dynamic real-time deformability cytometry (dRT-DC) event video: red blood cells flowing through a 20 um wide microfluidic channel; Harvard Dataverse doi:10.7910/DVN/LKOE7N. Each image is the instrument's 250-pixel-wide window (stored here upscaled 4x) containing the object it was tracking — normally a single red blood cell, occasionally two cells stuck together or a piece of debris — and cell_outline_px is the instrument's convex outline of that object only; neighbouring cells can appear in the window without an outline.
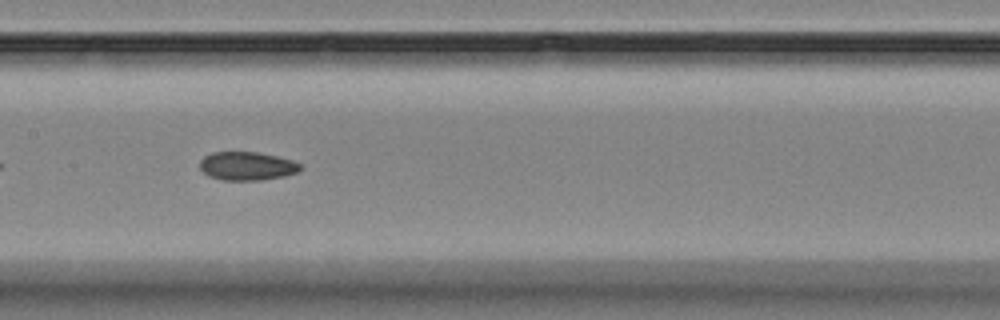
{"species": "Egyptian fruit bat (a non-hibernating species)", "species_latin": "Rousettus aegyptiacus", "temperature_condition": "room temperature", "stored_images_in_passage": 18, "segment_of_instrument_passage": [1, 2], "camera_frame_rate_fps": 3000, "um_per_image_px": 0.085, "animal": {"sex": "female"}, "frame": {"image": 1, "passage_image": 9, "time_ms": 9.0, "image_size_px": [1000, 320], "cell_outline_px": [[304, 168], [296, 172], [284, 176], [260, 180], [224, 180], [208, 176], [200, 168], [200, 160], [204, 156], [212, 152], [260, 152], [292, 160], [304, 164]], "centroid_in_image_um": [21.02, 14.1], "position_along_channel_um": 186.4, "area_um2": 16.82}}
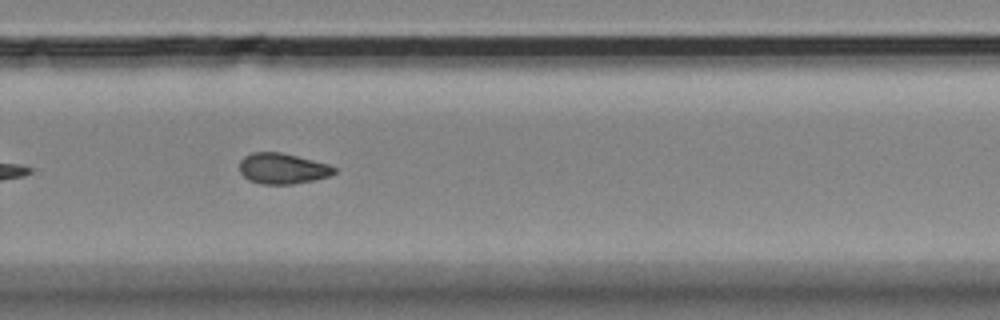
{"frame": {"image": 2, "passage_image": 12, "time_ms": 12.333, "image_size_px": [1000, 320], "cell_outline_px": [[336, 172], [332, 176], [292, 184], [260, 184], [248, 180], [240, 172], [240, 160], [244, 156], [252, 152], [280, 152], [328, 164], [336, 168]], "centroid_in_image_um": [24.0, 14.33], "position_along_channel_um": 305.8, "area_um2": 16.94}}
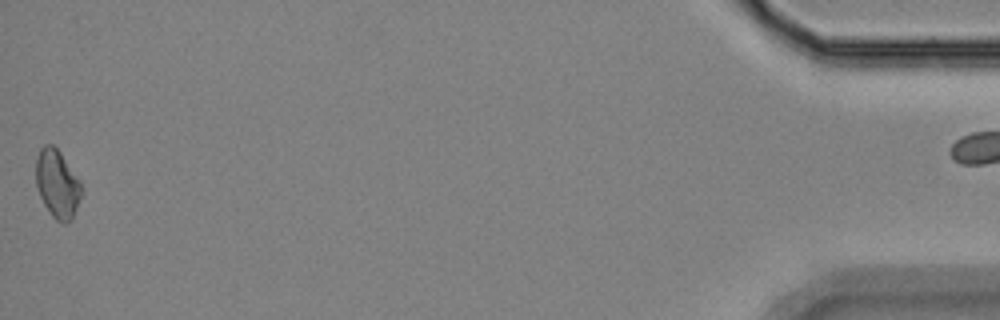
{"frame": {"image": 3, "passage_image": 17, "time_ms": 18.333, "image_size_px": [1000, 320], "cell_outline_px": [[80, 196], [72, 220], [64, 224], [56, 220], [52, 216], [44, 204], [40, 196], [36, 184], [36, 156], [40, 148], [44, 144], [52, 144], [60, 152], [80, 180]], "centroid_in_image_um": [4.85, 15.62], "position_along_channel_um": 430.4, "area_um2": 17.92}}